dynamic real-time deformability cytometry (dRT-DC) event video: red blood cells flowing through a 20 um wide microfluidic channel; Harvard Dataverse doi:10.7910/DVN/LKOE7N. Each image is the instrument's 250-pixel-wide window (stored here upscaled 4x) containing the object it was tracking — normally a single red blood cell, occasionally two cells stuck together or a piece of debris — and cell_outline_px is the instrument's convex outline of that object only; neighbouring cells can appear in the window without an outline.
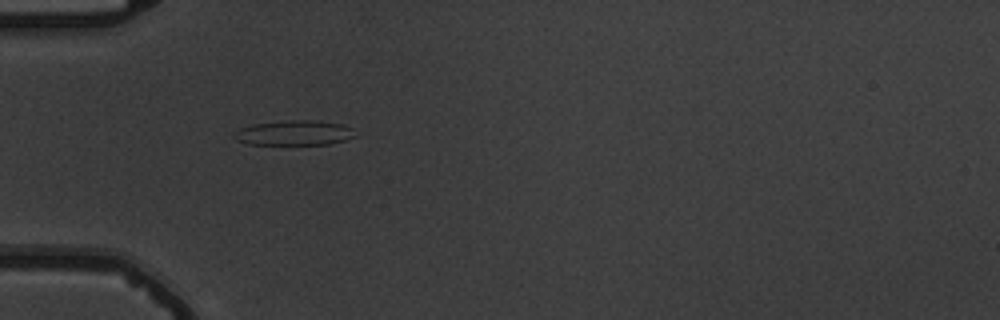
{"species": "common noctule bat (a hibernating species)", "species_latin": "Nyctalus noctula", "temperature_condition": "warm", "stored_images_in_passage": 3, "camera_frame_rate_fps": 3000, "um_per_image_px": 0.085, "animal": {"sex": "male", "body_mass_g": 19.5, "forearm_length_mm": 54.6}, "frame": {"image": 1, "passage_image": 2, "time_ms": 1.333, "image_size_px": [1000, 320], "cell_outline_px": [[360, 136], [348, 140], [328, 144], [248, 144], [236, 140], [232, 136], [240, 128], [252, 124], [288, 120], [320, 120], [344, 124], [352, 128]], "centroid_in_image_um": [25.1, 11.29], "position_along_channel_um": 59.9, "area_um2": 17.92}}